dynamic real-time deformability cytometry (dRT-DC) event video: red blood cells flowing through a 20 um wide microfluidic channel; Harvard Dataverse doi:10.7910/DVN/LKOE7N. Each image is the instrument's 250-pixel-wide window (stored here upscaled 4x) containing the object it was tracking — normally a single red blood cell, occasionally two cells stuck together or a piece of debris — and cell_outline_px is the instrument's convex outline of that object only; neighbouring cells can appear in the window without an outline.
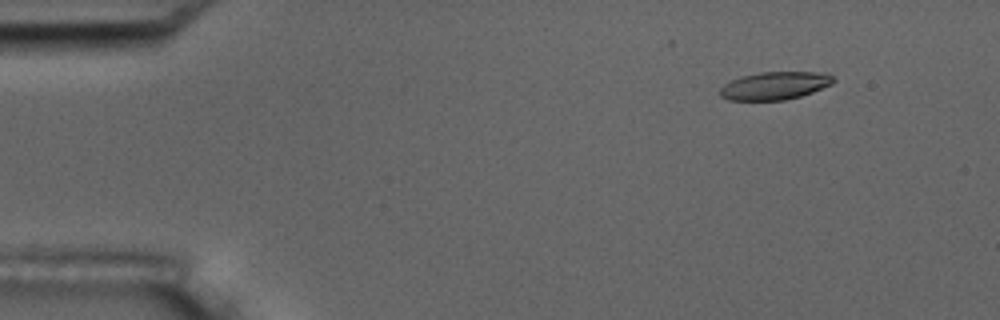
{"species": "common noctule bat (a hibernating species)", "species_latin": "Nyctalus noctula", "temperature_condition": "room temperature", "stored_images_in_passage": 4, "camera_frame_rate_fps": 3000, "um_per_image_px": 0.085, "animal": {"sex": "male", "body_mass_g": 17.5, "forearm_length_mm": 52.3}, "frame": {"image": 1, "passage_image": 1, "time_ms": 0.0, "image_size_px": [1000, 320], "cell_outline_px": [[836, 80], [832, 84], [812, 92], [800, 96], [784, 100], [728, 100], [720, 96], [720, 88], [724, 84], [740, 76], [760, 72], [828, 72]], "centroid_in_image_um": [65.87, 7.27], "position_along_channel_um": 19.1, "area_um2": 18.5}}